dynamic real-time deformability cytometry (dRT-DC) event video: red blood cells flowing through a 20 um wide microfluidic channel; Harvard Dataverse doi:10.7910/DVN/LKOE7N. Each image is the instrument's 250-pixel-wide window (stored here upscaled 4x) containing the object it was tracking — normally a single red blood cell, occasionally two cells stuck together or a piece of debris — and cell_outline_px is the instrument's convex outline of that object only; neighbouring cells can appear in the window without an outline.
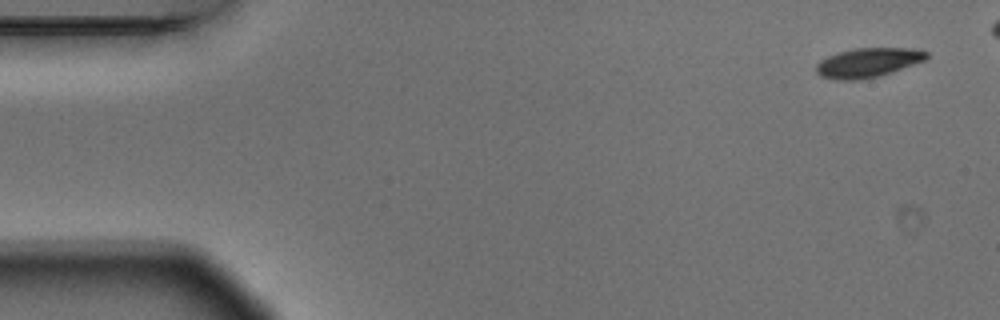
{"species": "Egyptian fruit bat (a non-hibernating species)", "species_latin": "Rousettus aegyptiacus", "temperature_condition": "warm", "stored_images_in_passage": 7, "segment_of_instrument_passage": [1, 2], "camera_frame_rate_fps": 3000, "um_per_image_px": 0.085, "animal": {"sex": "male"}, "frame": {"image": 1, "passage_image": 1, "time_ms": 0.0, "image_size_px": [1000, 320], "cell_outline_px": [[928, 56], [924, 60], [892, 72], [880, 76], [860, 80], [836, 80], [820, 76], [816, 72], [816, 64], [820, 60], [828, 56], [840, 52], [856, 48], [920, 48], [928, 52]], "centroid_in_image_um": [73.78, 5.32], "position_along_channel_um": 11.2, "area_um2": 18.96}}
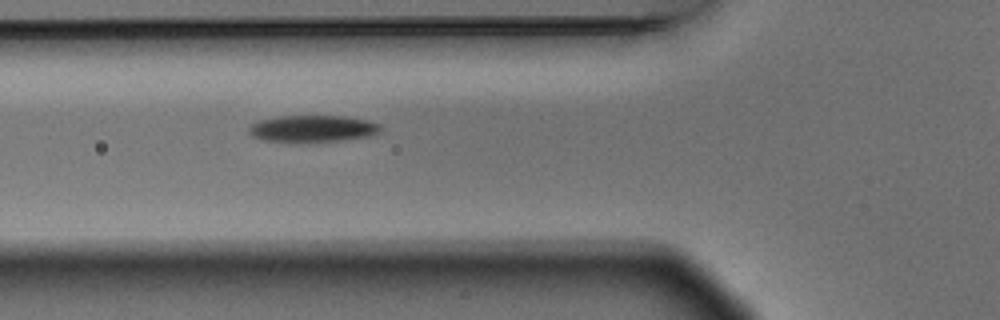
{"frame": {"image": 2, "passage_image": 6, "time_ms": 1.667, "image_size_px": [1000, 320], "cell_outline_px": [[380, 132], [372, 136], [340, 140], [264, 140], [252, 136], [248, 132], [248, 128], [252, 124], [260, 120], [280, 116], [344, 116], [368, 120], [380, 124]], "centroid_in_image_um": [26.62, 10.9], "position_along_channel_um": 99.2, "area_um2": 19.94}}